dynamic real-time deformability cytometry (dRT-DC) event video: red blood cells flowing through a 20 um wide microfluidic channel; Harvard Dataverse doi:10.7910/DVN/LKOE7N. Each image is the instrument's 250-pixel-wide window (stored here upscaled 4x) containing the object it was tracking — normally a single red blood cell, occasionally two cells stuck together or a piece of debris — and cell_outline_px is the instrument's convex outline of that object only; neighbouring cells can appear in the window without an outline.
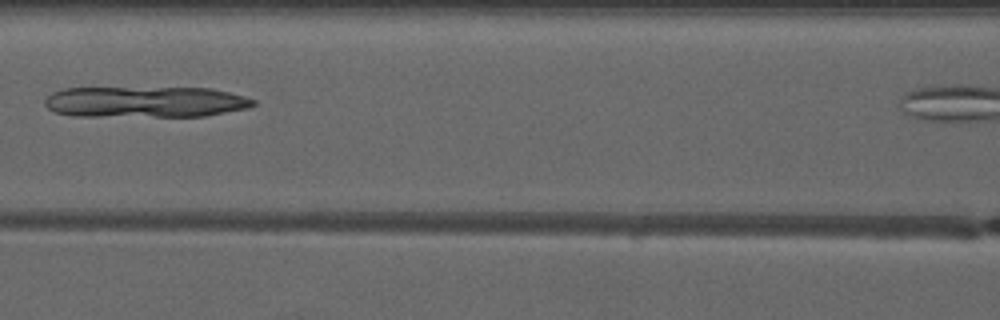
{"species": "common noctule bat (a hibernating species)", "species_latin": "Nyctalus noctula", "temperature_condition": "warm", "stored_images_in_passage": 7, "camera_frame_rate_fps": 3000, "um_per_image_px": 0.085, "animal": {"sex": "male", "forearm_length_mm": 52.5}, "frame": {"image": 1, "passage_image": 6, "time_ms": 6.0, "image_size_px": [1000, 320], "cell_outline_px": [[256, 104], [248, 108], [204, 116], [72, 116], [56, 112], [48, 108], [44, 104], [44, 100], [52, 92], [64, 88], [212, 88], [244, 96], [256, 100]], "centroid_in_image_um": [12.34, 8.66], "position_along_channel_um": 154.3, "area_um2": 37.74}}